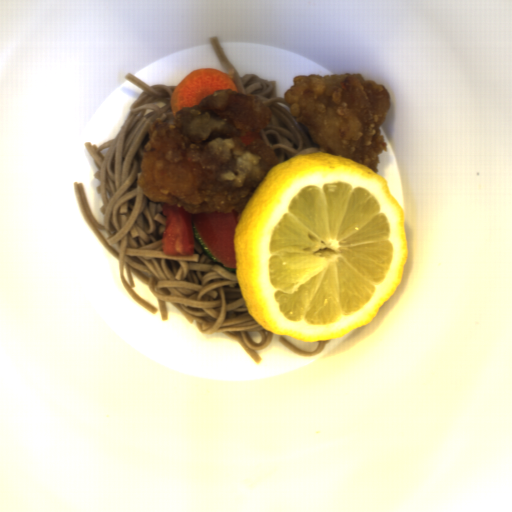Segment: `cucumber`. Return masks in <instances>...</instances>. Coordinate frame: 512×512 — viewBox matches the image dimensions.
<instances>
[{"label": "cucumber", "instance_id": "obj_1", "mask_svg": "<svg viewBox=\"0 0 512 512\" xmlns=\"http://www.w3.org/2000/svg\"><path fill=\"white\" fill-rule=\"evenodd\" d=\"M196 219H197V214H192L191 213V221H192V229H193V235L196 237V239L199 241V243L201 244V246L204 248V250L206 251V253L208 254V256L211 258L212 261H214L215 263H217L218 265H220L221 267H223L225 270H227L228 272H234L236 273V268H229L228 266H226L222 261H220L211 251L210 249L203 243L201 237H200V234L198 232V229H197V225H196Z\"/></svg>", "mask_w": 512, "mask_h": 512}]
</instances>
